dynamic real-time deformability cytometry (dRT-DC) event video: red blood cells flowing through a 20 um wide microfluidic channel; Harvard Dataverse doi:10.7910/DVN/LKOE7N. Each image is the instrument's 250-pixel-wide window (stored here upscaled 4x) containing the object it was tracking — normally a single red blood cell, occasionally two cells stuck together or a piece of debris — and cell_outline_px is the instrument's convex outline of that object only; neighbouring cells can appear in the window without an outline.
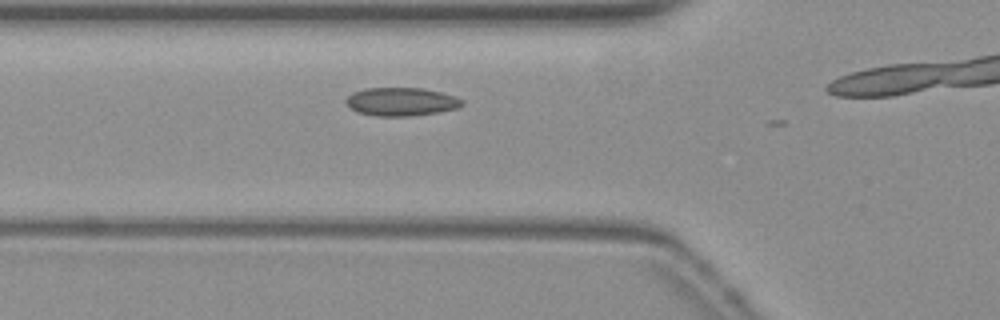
{"species": "common noctule bat (a hibernating species)", "species_latin": "Nyctalus noctula", "temperature_condition": "warm", "stored_images_in_passage": 13, "camera_frame_rate_fps": 3000, "um_per_image_px": 0.085, "animal": {"sex": "female", "body_mass_g": 19.3, "forearm_length_mm": 54.1}, "frame": {"image": 1, "passage_image": 9, "time_ms": 2.667, "image_size_px": [1000, 320], "cell_outline_px": [[464, 104], [456, 108], [436, 112], [412, 116], [376, 116], [356, 112], [348, 108], [344, 100], [352, 92], [364, 88], [424, 88], [456, 96], [464, 100]], "centroid_in_image_um": [34.06, 8.64], "position_along_channel_um": 91.7, "area_um2": 19.36}}
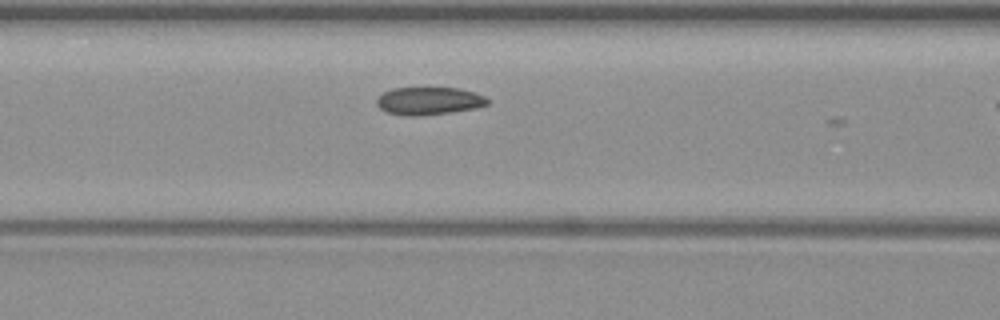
{"frame": {"image": 2, "passage_image": 12, "time_ms": 3.667, "image_size_px": [1000, 320], "cell_outline_px": [[492, 100], [488, 104], [476, 108], [448, 112], [416, 116], [412, 116], [388, 112], [380, 108], [376, 104], [376, 100], [384, 92], [392, 88], [460, 88], [476, 92]], "centroid_in_image_um": [36.51, 8.56], "position_along_channel_um": 130.1, "area_um2": 17.8}}